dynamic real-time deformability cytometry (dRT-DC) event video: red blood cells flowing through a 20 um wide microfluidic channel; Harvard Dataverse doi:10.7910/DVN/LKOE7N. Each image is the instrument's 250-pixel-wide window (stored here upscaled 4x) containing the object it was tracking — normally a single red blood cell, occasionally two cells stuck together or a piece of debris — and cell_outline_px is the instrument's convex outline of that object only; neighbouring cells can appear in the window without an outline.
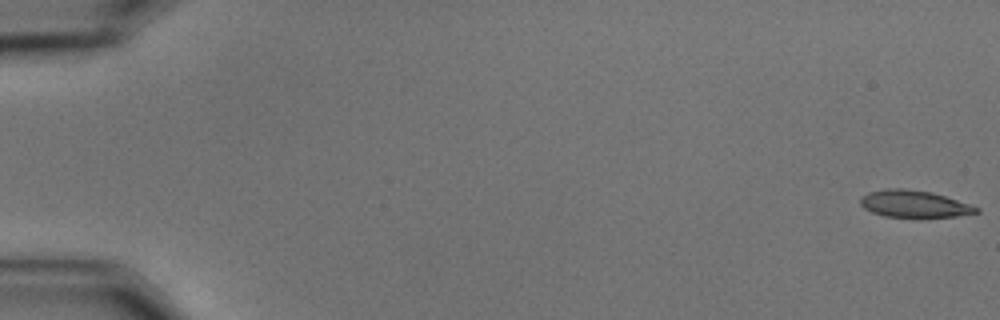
{"species": "common noctule bat (a hibernating species)", "species_latin": "Nyctalus noctula", "temperature_condition": "cold", "stored_images_in_passage": 56, "camera_frame_rate_fps": 3000, "um_per_image_px": 0.085, "animal": {"sex": "male", "body_mass_g": 15.6}, "frame": {"image": 1, "passage_image": 1, "time_ms": 0.0, "image_size_px": [1000, 320], "cell_outline_px": [[980, 212], [956, 216], [884, 216], [872, 212], [864, 208], [860, 204], [860, 196], [868, 192], [884, 188], [904, 188], [932, 192], [980, 208]], "centroid_in_image_um": [77.64, 17.3], "position_along_channel_um": 7.4, "area_um2": 17.98}}
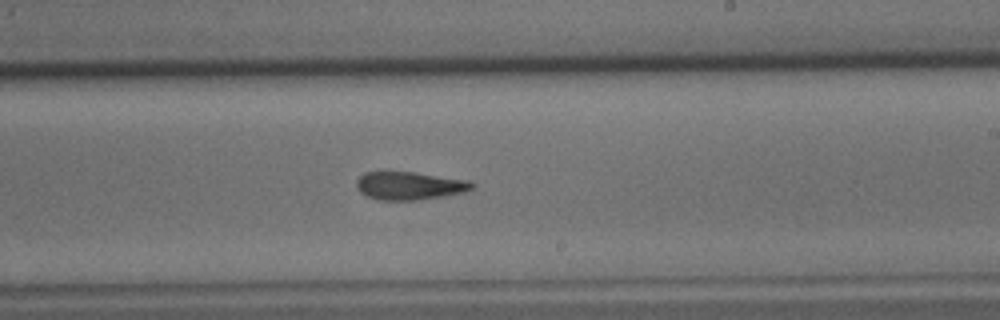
{"frame": {"image": 2, "passage_image": 36, "time_ms": 11.667, "image_size_px": [1000, 320], "cell_outline_px": [[476, 184], [472, 188], [464, 192], [444, 196], [420, 200], [376, 200], [360, 192], [356, 188], [356, 180], [364, 172], [384, 168], [416, 172], [472, 180]], "centroid_in_image_um": [34.77, 15.73], "position_along_channel_um": 254.2, "area_um2": 19.94}}
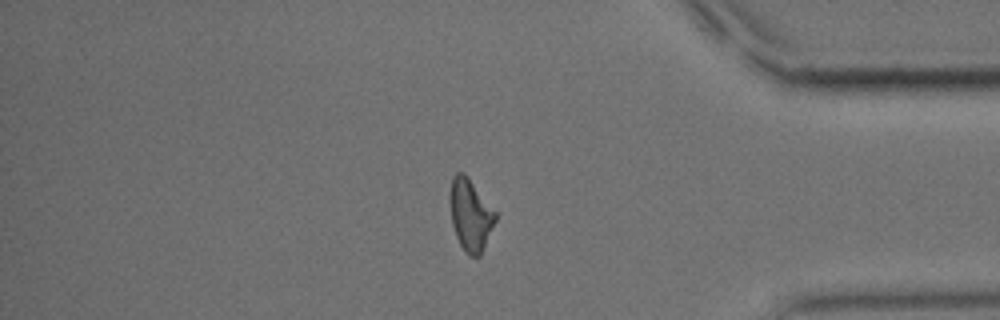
{"frame": {"image": 3, "passage_image": 50, "time_ms": 16.333, "image_size_px": [1000, 320], "cell_outline_px": [[496, 220], [480, 256], [468, 256], [464, 252], [456, 236], [452, 224], [452, 176], [456, 172], [464, 172], [468, 176], [496, 212]], "centroid_in_image_um": [40.02, 18.29], "position_along_channel_um": 395.2, "area_um2": 18.55}}